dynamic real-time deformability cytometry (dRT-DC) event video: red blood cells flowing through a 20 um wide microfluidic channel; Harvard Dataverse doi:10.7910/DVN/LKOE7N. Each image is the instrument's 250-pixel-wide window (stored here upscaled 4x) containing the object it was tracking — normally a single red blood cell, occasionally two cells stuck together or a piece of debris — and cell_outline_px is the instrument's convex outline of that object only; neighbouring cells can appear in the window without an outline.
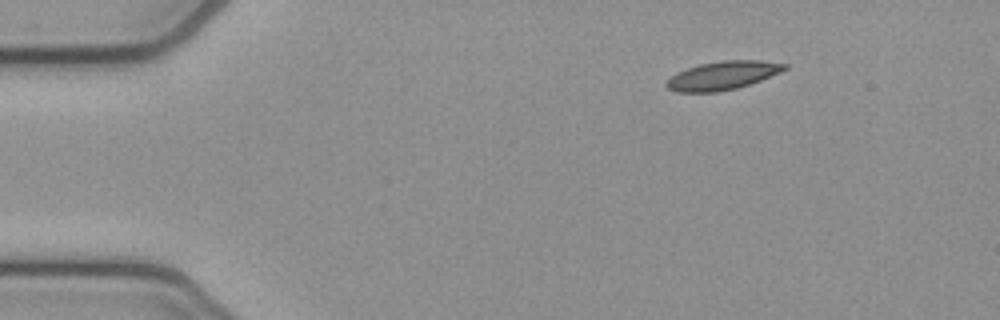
{"species": "common noctule bat (a hibernating species)", "species_latin": "Nyctalus noctula", "temperature_condition": "cold", "stored_images_in_passage": 8, "camera_frame_rate_fps": 3000, "um_per_image_px": 0.085, "animal": {"sex": "female", "body_mass_g": 21.9}, "frame": {"image": 1, "passage_image": 1, "time_ms": 0.0, "image_size_px": [1000, 320], "cell_outline_px": [[788, 68], [780, 72], [760, 80], [736, 88], [716, 92], [676, 92], [668, 88], [664, 84], [676, 72], [700, 64], [720, 60], [760, 60], [788, 64]], "centroid_in_image_um": [61.42, 6.41], "position_along_channel_um": 23.6, "area_um2": 19.48}}